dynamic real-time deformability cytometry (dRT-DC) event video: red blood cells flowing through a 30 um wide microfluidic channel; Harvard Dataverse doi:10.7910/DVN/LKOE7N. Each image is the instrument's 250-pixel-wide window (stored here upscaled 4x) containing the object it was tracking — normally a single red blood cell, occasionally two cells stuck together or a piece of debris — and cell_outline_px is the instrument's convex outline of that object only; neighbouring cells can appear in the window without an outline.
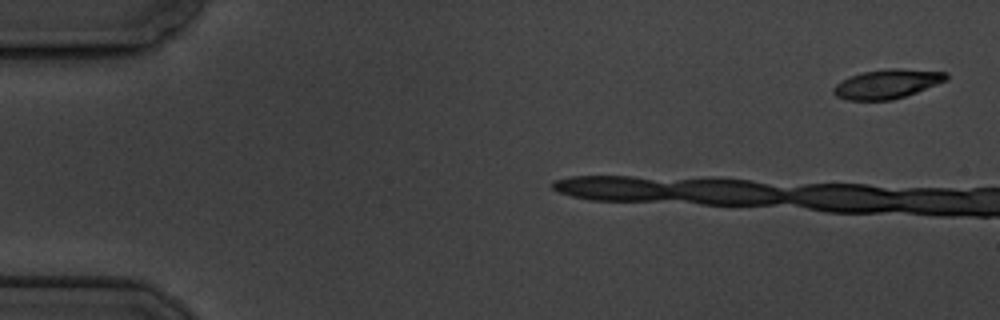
{"species": "common noctule bat (a hibernating species)", "species_latin": "Nyctalus noctula", "temperature_condition": "cold", "stored_images_in_passage": 6, "camera_frame_rate_fps": 3000, "um_per_image_px": 0.085, "animal": {"sex": "male", "body_mass_g": 19.5, "forearm_length_mm": 54.6}, "frame": {"image": 1, "passage_image": 1, "time_ms": 0.0, "image_size_px": [1000, 320], "cell_outline_px": [[948, 80], [916, 92], [892, 100], [848, 100], [836, 96], [832, 92], [832, 88], [836, 84], [852, 76], [864, 72], [888, 68], [900, 68], [944, 72], [948, 76]], "centroid_in_image_um": [75.4, 7.13], "position_along_channel_um": 9.6, "area_um2": 18.96}}